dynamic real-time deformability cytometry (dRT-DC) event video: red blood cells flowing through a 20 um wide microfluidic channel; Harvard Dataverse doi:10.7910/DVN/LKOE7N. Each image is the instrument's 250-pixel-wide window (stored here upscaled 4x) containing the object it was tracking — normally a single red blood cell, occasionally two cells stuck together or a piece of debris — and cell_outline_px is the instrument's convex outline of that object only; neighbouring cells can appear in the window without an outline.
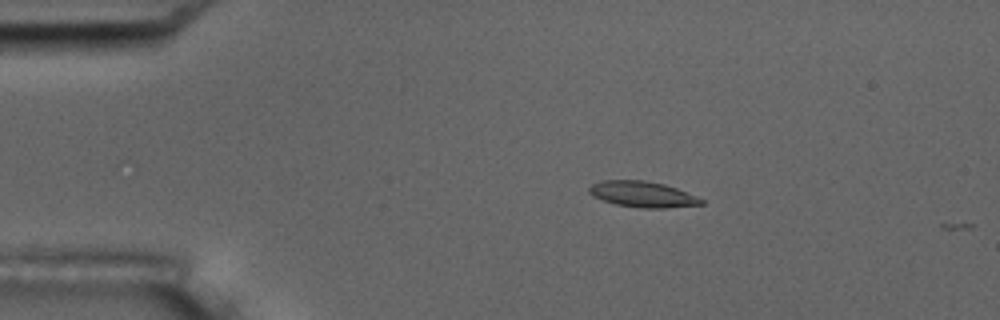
{"species": "common noctule bat (a hibernating species)", "species_latin": "Nyctalus noctula", "temperature_condition": "room temperature", "stored_images_in_passage": 3, "camera_frame_rate_fps": 3000, "um_per_image_px": 0.085, "animal": {"sex": "male", "body_mass_g": 17.5, "forearm_length_mm": 52.3}, "frame": {"image": 1, "passage_image": 1, "time_ms": 0.0, "image_size_px": [1000, 320], "cell_outline_px": [[704, 204], [664, 208], [640, 208], [616, 204], [592, 196], [588, 192], [588, 188], [592, 184], [600, 180], [644, 180], [664, 184], [676, 188], [696, 196], [704, 200]], "centroid_in_image_um": [54.6, 16.51], "position_along_channel_um": 30.4, "area_um2": 16.88}}